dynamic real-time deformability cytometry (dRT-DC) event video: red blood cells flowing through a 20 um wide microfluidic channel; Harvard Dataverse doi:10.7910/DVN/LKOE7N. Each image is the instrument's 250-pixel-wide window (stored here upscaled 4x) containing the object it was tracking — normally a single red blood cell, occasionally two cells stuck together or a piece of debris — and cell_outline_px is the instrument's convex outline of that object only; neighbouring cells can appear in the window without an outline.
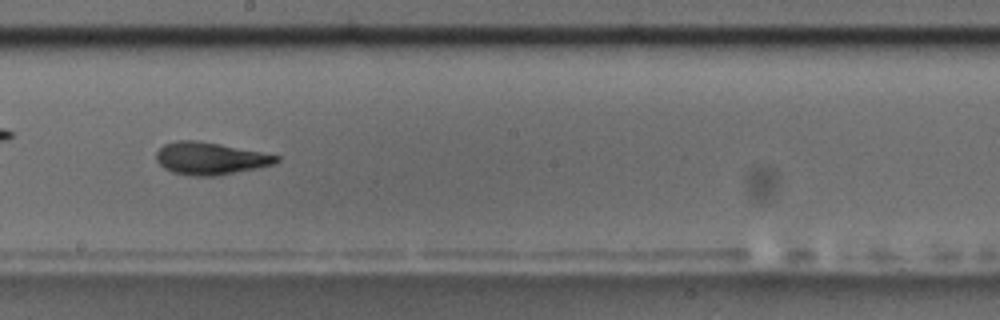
{"species": "common noctule bat (a hibernating species)", "species_latin": "Nyctalus noctula", "temperature_condition": "room temperature", "stored_images_in_passage": 44, "camera_frame_rate_fps": 3000, "um_per_image_px": 0.085, "animal": {"sex": "male", "body_mass_g": 17.5, "forearm_length_mm": 52.3}, "frame": {"image": 1, "passage_image": 19, "time_ms": 6.0, "image_size_px": [1000, 320], "cell_outline_px": [[280, 160], [276, 164], [216, 176], [188, 176], [172, 172], [164, 168], [156, 160], [156, 152], [164, 144], [176, 140], [196, 140], [260, 152], [280, 156]], "centroid_in_image_um": [17.84, 13.48], "position_along_channel_um": 230.4, "area_um2": 22.54}, "authors_computed_cell_mechanics": {"area_um2": 22.2241, "velocity_mm_per_s": 3.5542, "shape_relaxation_time_tau1_ms": 7.7595, "shape_relaxation_time_tau2_ms": 2.819, "deformation_change_tau1": 0.2268, "deformation_change_tau2": 0.1033}}